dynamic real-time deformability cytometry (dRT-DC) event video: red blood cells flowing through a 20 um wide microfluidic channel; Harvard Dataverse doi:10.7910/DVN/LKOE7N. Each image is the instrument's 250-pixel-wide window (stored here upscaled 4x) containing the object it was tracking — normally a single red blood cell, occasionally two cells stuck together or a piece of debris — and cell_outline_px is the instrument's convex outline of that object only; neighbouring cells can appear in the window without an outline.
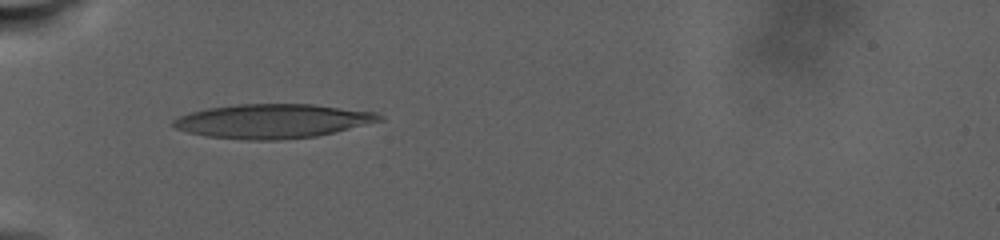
{"species": "human", "species_latin": "Homo sapiens", "temperature_condition": "warm", "stored_images_in_passage": 2, "camera_frame_rate_fps": 3000, "um_per_image_px": 0.085, "donor": {"sex": "male"}, "frame": {"image": 1, "passage_image": 1, "time_ms": 0.0, "image_size_px": [1000, 240], "cell_outline_px": [[384, 120], [316, 136], [280, 140], [248, 140], [204, 136], [188, 132], [176, 128], [172, 124], [172, 120], [180, 116], [192, 112], [208, 108], [236, 104], [312, 104], [376, 112], [384, 116]], "centroid_in_image_um": [23.17, 10.29], "position_along_channel_um": 61.8, "area_um2": 40.92}}